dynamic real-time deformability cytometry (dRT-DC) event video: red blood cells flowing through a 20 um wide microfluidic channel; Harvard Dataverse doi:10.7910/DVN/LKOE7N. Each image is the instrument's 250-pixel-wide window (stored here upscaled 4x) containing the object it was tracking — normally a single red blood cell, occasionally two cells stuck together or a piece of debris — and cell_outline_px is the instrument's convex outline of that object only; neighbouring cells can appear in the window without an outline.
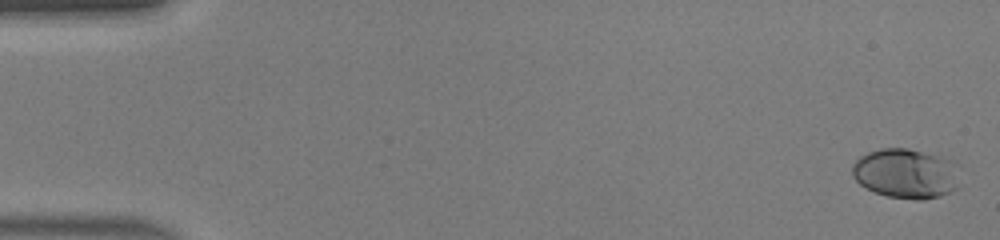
{"species": "human", "species_latin": "Homo sapiens", "temperature_condition": "warm", "stored_images_in_passage": 47, "camera_frame_rate_fps": 3000, "um_per_image_px": 0.085, "donor": {"sex": "male"}, "frame": {"image": 1, "passage_image": 1, "time_ms": 0.0, "image_size_px": [1000, 240], "cell_outline_px": [[960, 164], [956, 188], [952, 192], [940, 196], [924, 200], [916, 200], [888, 196], [876, 192], [860, 184], [852, 176], [852, 164], [860, 156], [868, 152], [880, 148], [908, 148], [936, 156]], "centroid_in_image_um": [77.01, 14.75], "position_along_channel_um": 8.0, "area_um2": 31.27}}
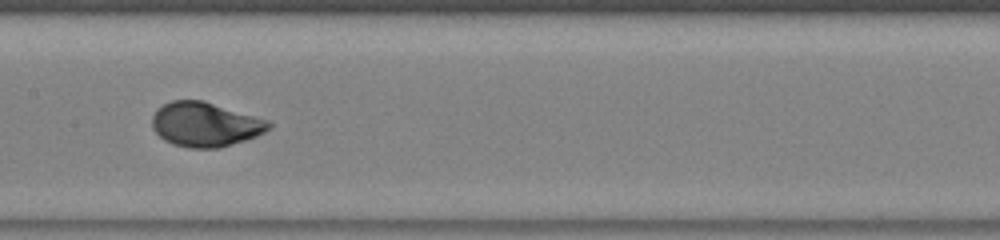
{"frame": {"image": 2, "passage_image": 24, "time_ms": 7.667, "image_size_px": [1000, 240], "cell_outline_px": [[272, 128], [248, 140], [220, 148], [188, 148], [172, 144], [164, 140], [152, 128], [152, 116], [156, 108], [172, 100], [204, 100], [268, 120], [272, 124]], "centroid_in_image_um": [17.45, 10.58], "position_along_channel_um": 190.0, "area_um2": 30.52}}
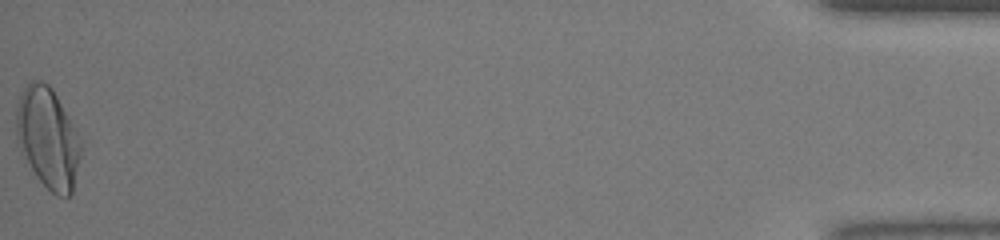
{"frame": {"image": 3, "passage_image": 47, "time_ms": 15.333, "image_size_px": [1000, 240], "cell_outline_px": [[84, 144], [72, 192], [68, 196], [56, 196], [36, 176], [20, 152], [16, 140], [16, 108], [20, 92], [32, 80], [40, 80], [48, 84], [52, 88]], "centroid_in_image_um": [4.07, 11.73], "position_along_channel_um": 431.1, "area_um2": 38.21}, "authors_computed_cell_mechanics": {"area_um2": 29.3046, "velocity_mm_per_s": 4.437, "shape_relaxation_time_tau1_ms": 2.4302, "shape_relaxation_time_tau2_ms": null, "deformation_change_tau1": 0.1634, "deformation_change_tau2": null}}